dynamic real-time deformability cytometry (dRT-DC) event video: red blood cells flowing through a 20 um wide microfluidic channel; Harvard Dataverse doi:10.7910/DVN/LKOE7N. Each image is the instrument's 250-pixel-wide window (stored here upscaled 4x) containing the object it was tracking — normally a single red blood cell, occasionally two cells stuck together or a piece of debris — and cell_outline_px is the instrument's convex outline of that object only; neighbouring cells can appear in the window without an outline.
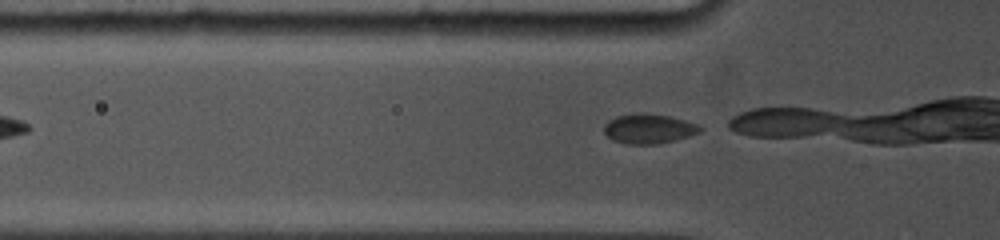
{"species": "common noctule bat (a hibernating species)", "species_latin": "Nyctalus noctula", "temperature_condition": "cold", "stored_images_in_passage": 3, "camera_frame_rate_fps": 5000, "um_per_image_px": 0.085, "animal": {"sex": "female", "body_mass_g": 19.0, "forearm_length_mm": 53.3}, "frame": {"image": 1, "passage_image": 3, "time_ms": 2.4, "image_size_px": [1000, 240], "cell_outline_px": [[704, 128], [700, 132], [676, 140], [660, 144], [624, 144], [612, 140], [604, 132], [604, 124], [608, 120], [616, 116], [640, 112], [644, 112], [668, 116], [684, 120], [696, 124]], "centroid_in_image_um": [55.12, 10.94], "position_along_channel_um": 70.7, "area_um2": 16.76}}